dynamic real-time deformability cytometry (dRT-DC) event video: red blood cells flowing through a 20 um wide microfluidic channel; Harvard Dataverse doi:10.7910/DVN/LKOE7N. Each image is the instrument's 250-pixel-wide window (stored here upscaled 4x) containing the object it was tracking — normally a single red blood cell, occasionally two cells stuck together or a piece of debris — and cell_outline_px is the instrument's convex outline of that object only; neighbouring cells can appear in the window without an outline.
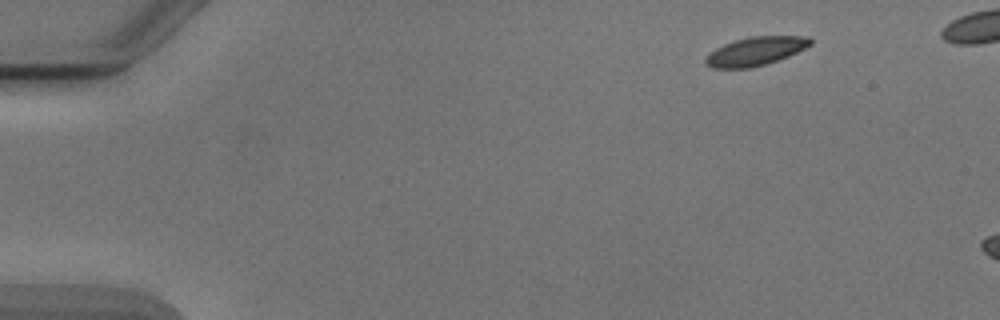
{"species": "Egyptian fruit bat (a non-hibernating species)", "species_latin": "Rousettus aegyptiacus", "temperature_condition": "cold", "stored_images_in_passage": 3, "camera_frame_rate_fps": 3000, "um_per_image_px": 0.085, "animal": {"sex": "male"}, "frame": {"image": 1, "passage_image": 1, "time_ms": 0.0, "image_size_px": [1000, 320], "cell_outline_px": [[812, 44], [788, 56], [764, 64], [748, 68], [712, 68], [704, 64], [704, 56], [708, 52], [724, 44], [748, 36], [808, 36], [812, 40]], "centroid_in_image_um": [64.16, 4.35], "position_along_channel_um": 20.8, "area_um2": 17.46}}